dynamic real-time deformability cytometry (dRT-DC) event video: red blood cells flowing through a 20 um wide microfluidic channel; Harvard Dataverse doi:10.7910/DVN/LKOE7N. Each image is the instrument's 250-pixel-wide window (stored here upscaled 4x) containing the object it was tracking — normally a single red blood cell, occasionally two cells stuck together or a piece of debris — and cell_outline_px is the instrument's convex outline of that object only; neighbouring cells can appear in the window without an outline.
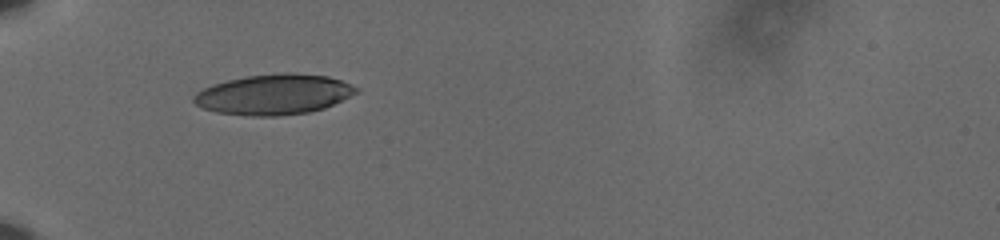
{"species": "human", "species_latin": "Homo sapiens", "temperature_condition": "cold", "stored_images_in_passage": 39, "camera_frame_rate_fps": 3000, "um_per_image_px": 0.085, "donor": {"sex": "male"}, "frame": {"image": 1, "passage_image": 1, "time_ms": 0.0, "image_size_px": [1000, 240], "cell_outline_px": [[360, 88], [356, 92], [324, 108], [308, 112], [276, 116], [252, 116], [216, 112], [204, 108], [196, 104], [192, 100], [192, 96], [196, 92], [212, 84], [244, 76], [280, 72], [292, 72], [328, 76], [352, 84]], "centroid_in_image_um": [23.25, 8.01], "position_along_channel_um": 61.8, "area_um2": 38.21}}
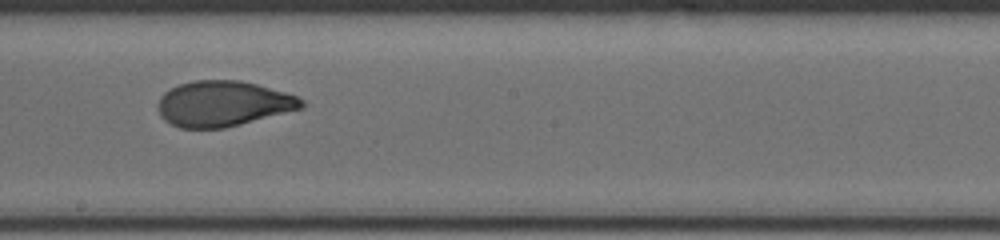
{"frame": {"image": 2, "passage_image": 16, "time_ms": 5.0, "image_size_px": [1000, 240], "cell_outline_px": [[308, 104], [304, 108], [224, 128], [180, 128], [164, 120], [160, 116], [156, 108], [156, 104], [160, 96], [164, 92], [180, 84], [192, 80], [240, 80], [256, 84], [284, 92], [296, 96], [304, 100]], "centroid_in_image_um": [18.95, 8.81], "position_along_channel_um": 229.3, "area_um2": 38.26}}
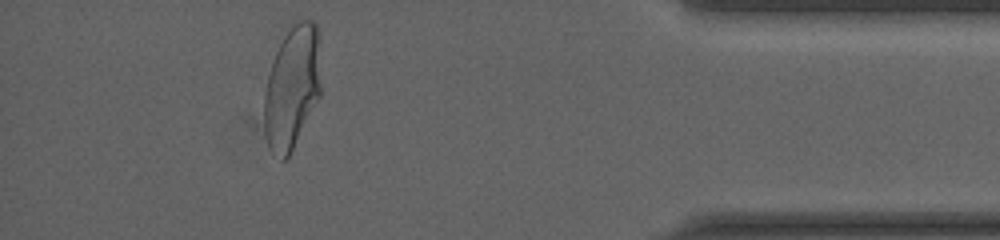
{"frame": {"image": 3, "passage_image": 34, "time_ms": 11.0, "image_size_px": [1000, 240], "cell_outline_px": [[320, 96], [288, 156], [284, 160], [268, 148], [264, 128], [264, 92], [268, 76], [276, 52], [284, 36], [300, 20], [312, 20], [316, 24], [320, 84]], "centroid_in_image_um": [24.8, 7.46], "position_along_channel_um": 410.4, "area_um2": 39.65}, "authors_computed_cell_mechanics": {"area_um2": 38.9572, "velocity_mm_per_s": 3.6228, "shape_relaxation_time_tau1_ms": 6.4588, "shape_relaxation_time_tau2_ms": 0.9741, "deformation_change_tau1": 0.2037, "deformation_change_tau2": 0.0634}}